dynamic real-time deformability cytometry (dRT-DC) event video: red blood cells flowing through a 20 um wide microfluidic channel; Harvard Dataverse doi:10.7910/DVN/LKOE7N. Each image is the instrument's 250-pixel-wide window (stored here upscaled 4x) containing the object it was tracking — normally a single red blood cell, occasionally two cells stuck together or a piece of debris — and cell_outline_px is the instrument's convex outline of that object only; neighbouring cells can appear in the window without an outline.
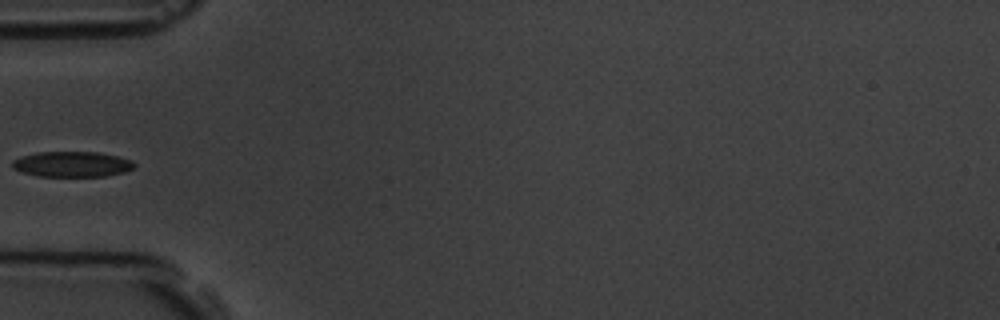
{"species": "common noctule bat (a hibernating species)", "species_latin": "Nyctalus noctula", "temperature_condition": "room temperature", "stored_images_in_passage": 5, "camera_frame_rate_fps": 3000, "um_per_image_px": 0.085, "animal": {"sex": "male", "body_mass_g": 19.5, "forearm_length_mm": 54.6}, "frame": {"image": 1, "passage_image": 5, "time_ms": 4.333, "image_size_px": [1000, 320], "cell_outline_px": [[136, 164], [132, 168], [124, 172], [104, 176], [36, 176], [12, 168], [12, 160], [20, 156], [36, 152], [96, 152], [116, 156], [132, 160]], "centroid_in_image_um": [6.09, 13.95], "position_along_channel_um": 78.9, "area_um2": 18.03}}